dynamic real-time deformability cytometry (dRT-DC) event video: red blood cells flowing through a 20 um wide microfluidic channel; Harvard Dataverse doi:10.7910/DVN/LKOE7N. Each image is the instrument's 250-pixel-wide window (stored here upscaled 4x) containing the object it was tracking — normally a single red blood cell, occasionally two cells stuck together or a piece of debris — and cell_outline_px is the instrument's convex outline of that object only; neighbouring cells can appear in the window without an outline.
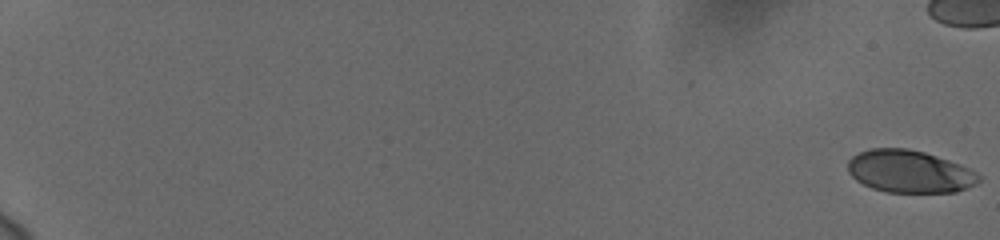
{"species": "human", "species_latin": "Homo sapiens", "temperature_condition": "cold", "stored_images_in_passage": 51, "camera_frame_rate_fps": 3000, "um_per_image_px": 0.085, "donor": {"sex": "female"}, "frame": {"image": 1, "passage_image": 1, "time_ms": 0.0, "image_size_px": [1000, 240], "cell_outline_px": [[980, 180], [976, 184], [956, 192], [884, 192], [872, 188], [856, 180], [848, 172], [848, 160], [852, 156], [868, 148], [908, 148], [924, 152], [960, 164], [976, 172], [980, 176]], "centroid_in_image_um": [77.29, 14.57], "position_along_channel_um": 7.7, "area_um2": 32.43}}
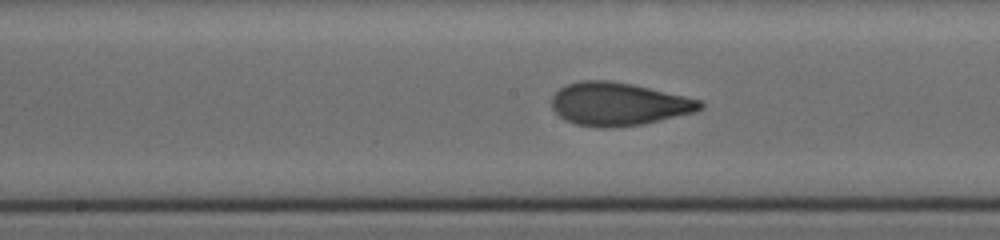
{"frame": {"image": 2, "passage_image": 35, "time_ms": 11.333, "image_size_px": [1000, 240], "cell_outline_px": [[704, 108], [696, 112], [644, 124], [604, 128], [600, 128], [576, 124], [564, 120], [552, 108], [552, 96], [560, 88], [568, 84], [584, 80], [608, 80], [632, 84], [684, 96], [700, 100], [704, 104]], "centroid_in_image_um": [52.58, 8.85], "position_along_channel_um": 195.6, "area_um2": 37.17}}
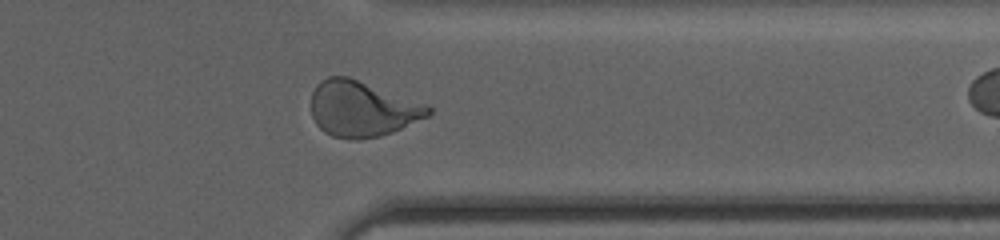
{"frame": {"image": 3, "passage_image": 50, "time_ms": 16.333, "image_size_px": [1000, 240], "cell_outline_px": [[432, 112], [428, 116], [392, 132], [380, 136], [360, 140], [352, 140], [332, 136], [324, 132], [316, 124], [312, 116], [312, 92], [316, 84], [320, 80], [328, 76], [348, 76], [428, 104], [432, 108]], "centroid_in_image_um": [30.78, 9.25], "position_along_channel_um": 380.6, "area_um2": 38.26}}